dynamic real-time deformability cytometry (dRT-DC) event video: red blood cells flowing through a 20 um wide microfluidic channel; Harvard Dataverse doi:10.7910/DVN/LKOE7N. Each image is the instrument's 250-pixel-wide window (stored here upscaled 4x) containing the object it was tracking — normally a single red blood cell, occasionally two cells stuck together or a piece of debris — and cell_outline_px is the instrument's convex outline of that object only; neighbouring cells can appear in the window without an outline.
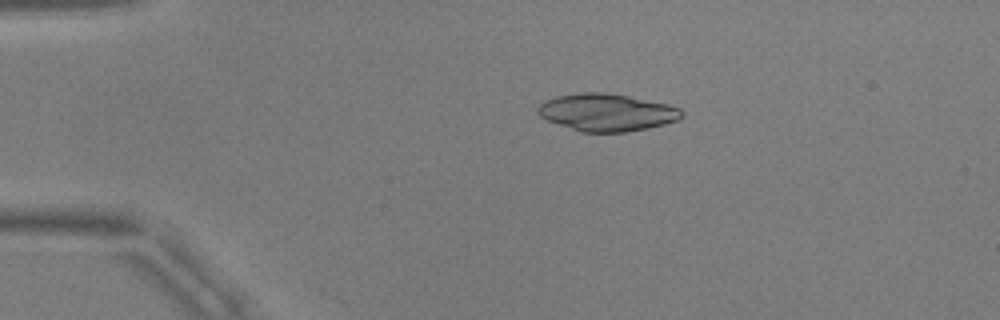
{"species": "common noctule bat (a hibernating species)", "species_latin": "Nyctalus noctula", "temperature_condition": "warm", "stored_images_in_passage": 53, "camera_frame_rate_fps": 3000, "um_per_image_px": 0.085, "animal": {"sex": "male", "body_mass_g": 17.9, "forearm_length_mm": 54.2}, "frame": {"image": 1, "passage_image": 11, "time_ms": 3.333, "image_size_px": [1000, 320], "cell_outline_px": [[684, 116], [680, 120], [648, 128], [624, 132], [580, 132], [548, 120], [540, 116], [536, 112], [536, 108], [544, 100], [556, 96], [580, 92], [604, 92], [628, 96], [668, 104], [680, 108], [684, 112]], "centroid_in_image_um": [51.58, 9.55], "position_along_channel_um": 33.4, "area_um2": 31.5}}
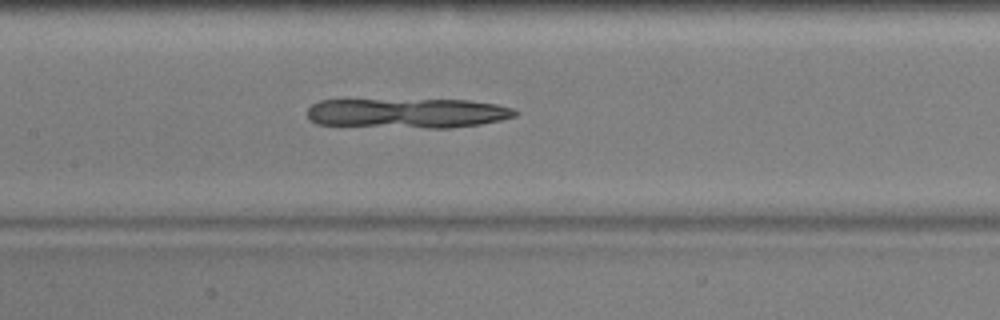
{"frame": {"image": 2, "passage_image": 26, "time_ms": 8.333, "image_size_px": [1000, 320], "cell_outline_px": [[520, 112], [516, 116], [500, 120], [480, 124], [452, 128], [424, 128], [316, 124], [308, 120], [308, 108], [312, 104], [320, 100], [468, 100], [496, 104], [512, 108]], "centroid_in_image_um": [34.65, 9.62], "position_along_channel_um": 172.8, "area_um2": 36.18}}
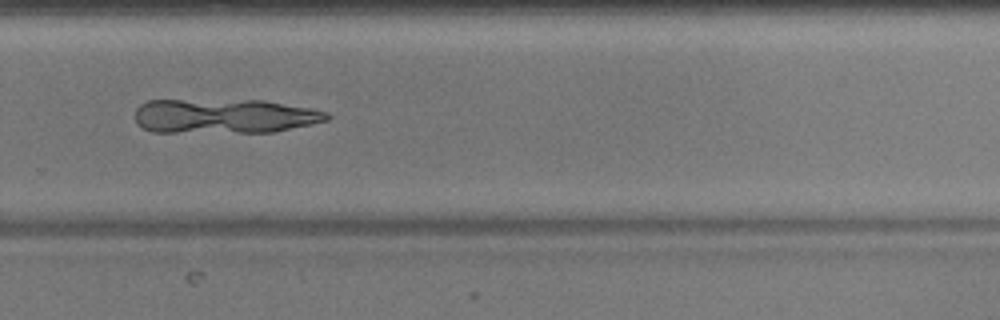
{"frame": {"image": 3, "passage_image": 37, "time_ms": 12.0, "image_size_px": [1000, 320], "cell_outline_px": [[332, 116], [328, 120], [312, 124], [272, 132], [152, 132], [136, 124], [136, 108], [140, 104], [148, 100], [264, 100], [312, 108], [328, 112]], "centroid_in_image_um": [19.08, 9.86], "position_along_channel_um": 310.7, "area_um2": 38.9}}